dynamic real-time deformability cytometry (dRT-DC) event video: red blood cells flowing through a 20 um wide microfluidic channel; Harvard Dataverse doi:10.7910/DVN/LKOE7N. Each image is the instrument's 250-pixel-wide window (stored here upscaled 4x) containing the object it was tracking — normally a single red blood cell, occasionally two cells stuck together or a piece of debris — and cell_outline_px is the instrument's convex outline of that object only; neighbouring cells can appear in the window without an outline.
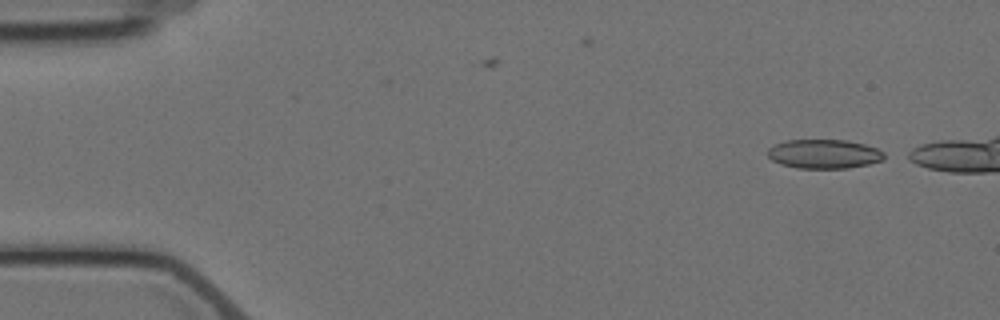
{"species": "Egyptian fruit bat (a non-hibernating species)", "species_latin": "Rousettus aegyptiacus", "temperature_condition": "cold", "stored_images_in_passage": 4, "camera_frame_rate_fps": 3000, "um_per_image_px": 0.085, "animal": {"sex": "female"}, "frame": {"image": 1, "passage_image": 1, "time_ms": 0.0, "image_size_px": [1000, 320], "cell_outline_px": [[884, 160], [868, 164], [848, 168], [796, 168], [780, 164], [772, 160], [768, 156], [768, 148], [784, 140], [848, 140], [864, 144], [876, 148], [884, 152]], "centroid_in_image_um": [70.04, 13.08], "position_along_channel_um": 15.0, "area_um2": 19.83}}